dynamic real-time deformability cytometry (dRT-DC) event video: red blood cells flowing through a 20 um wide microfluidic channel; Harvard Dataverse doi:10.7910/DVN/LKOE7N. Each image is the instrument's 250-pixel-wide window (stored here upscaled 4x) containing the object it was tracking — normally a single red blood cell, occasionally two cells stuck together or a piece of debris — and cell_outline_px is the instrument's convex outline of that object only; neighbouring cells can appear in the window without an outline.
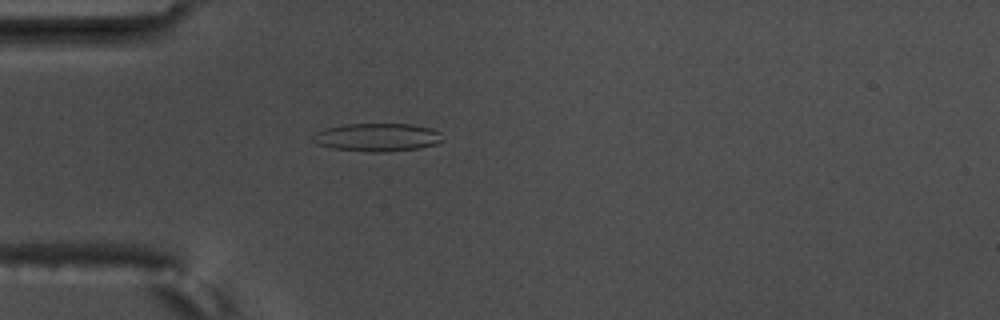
{"species": "common noctule bat (a hibernating species)", "species_latin": "Nyctalus noctula", "temperature_condition": "warm", "stored_images_in_passage": 3, "camera_frame_rate_fps": 3000, "um_per_image_px": 0.085, "animal": {"sex": "male", "body_mass_g": 17.5, "forearm_length_mm": 52.3}, "frame": {"image": 1, "passage_image": 3, "time_ms": 0.667, "image_size_px": [1000, 320], "cell_outline_px": [[444, 140], [436, 144], [420, 148], [384, 152], [372, 152], [332, 148], [316, 144], [312, 140], [312, 136], [316, 132], [324, 128], [344, 124], [412, 124], [428, 128], [440, 132]], "centroid_in_image_um": [32.05, 11.67], "position_along_channel_um": 53.0, "area_um2": 21.33}}